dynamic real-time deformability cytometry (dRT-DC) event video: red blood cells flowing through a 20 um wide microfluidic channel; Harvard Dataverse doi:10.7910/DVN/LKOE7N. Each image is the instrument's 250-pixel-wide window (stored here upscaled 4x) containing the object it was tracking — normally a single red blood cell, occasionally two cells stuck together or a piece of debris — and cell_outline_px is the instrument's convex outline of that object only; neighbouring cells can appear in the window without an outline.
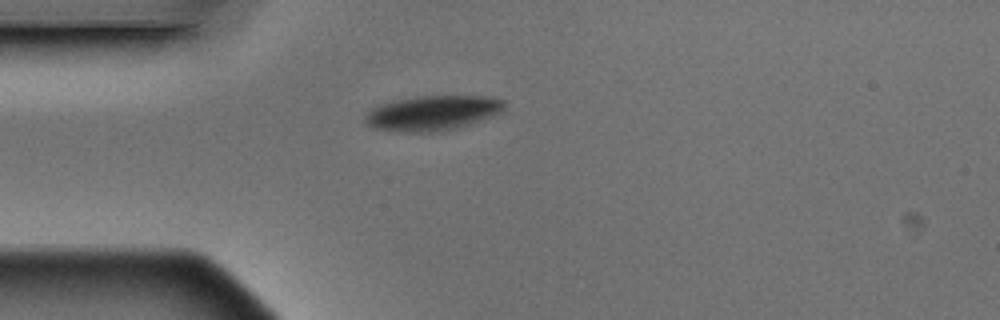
{"species": "Egyptian fruit bat (a non-hibernating species)", "species_latin": "Rousettus aegyptiacus", "temperature_condition": "warm", "stored_images_in_passage": 1, "camera_frame_rate_fps": 3000, "um_per_image_px": 0.085, "animal": {"sex": "male"}, "frame": {"image": 1, "passage_image": 1, "time_ms": 0.0, "image_size_px": [1000, 320], "cell_outline_px": [[504, 112], [496, 116], [472, 124], [456, 128], [436, 132], [392, 132], [372, 128], [364, 120], [364, 116], [372, 108], [380, 104], [416, 96], [484, 96], [504, 100]], "centroid_in_image_um": [36.79, 9.62], "position_along_channel_um": 48.2, "area_um2": 28.73}}